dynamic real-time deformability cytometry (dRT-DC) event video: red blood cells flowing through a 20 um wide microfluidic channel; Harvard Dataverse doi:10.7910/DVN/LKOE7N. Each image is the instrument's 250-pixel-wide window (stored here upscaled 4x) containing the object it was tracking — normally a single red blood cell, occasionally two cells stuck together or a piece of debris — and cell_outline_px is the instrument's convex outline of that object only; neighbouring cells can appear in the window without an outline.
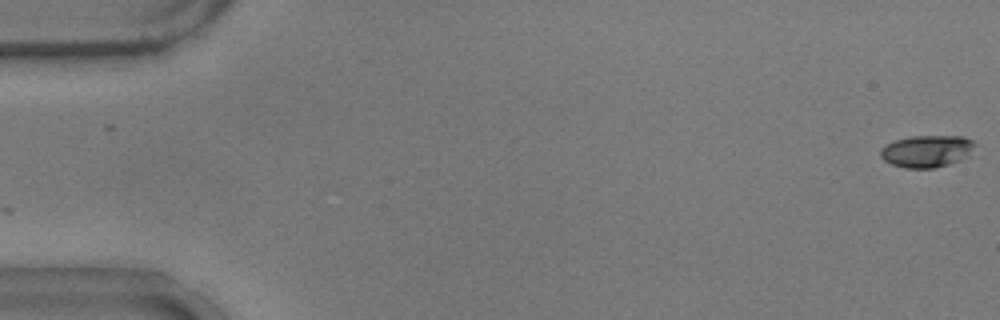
{"species": "common noctule bat (a hibernating species)", "species_latin": "Nyctalus noctula", "temperature_condition": "warm", "stored_images_in_passage": 55, "camera_frame_rate_fps": 3000, "um_per_image_px": 0.085, "animal": {"sex": "male", "body_mass_g": 17.9}, "frame": {"image": 1, "passage_image": 1, "time_ms": 0.0, "image_size_px": [1000, 320], "cell_outline_px": [[976, 144], [960, 160], [948, 164], [932, 168], [904, 168], [892, 164], [884, 160], [880, 156], [880, 148], [896, 140], [912, 136], [964, 136], [972, 140]], "centroid_in_image_um": [78.74, 12.84], "position_along_channel_um": 6.3, "area_um2": 17.34}}
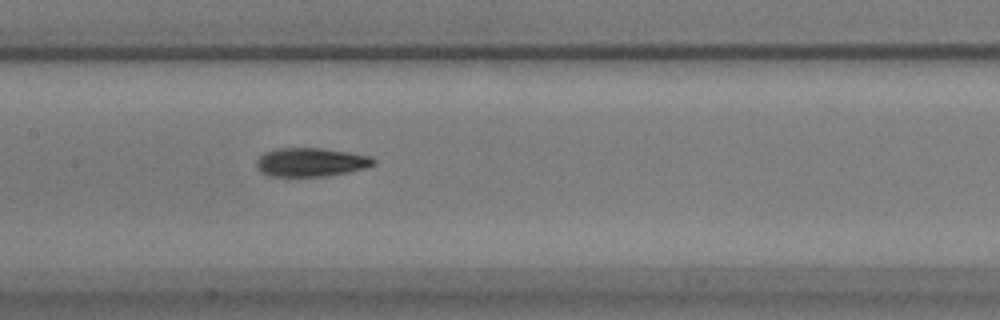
{"frame": {"image": 2, "passage_image": 27, "time_ms": 8.667, "image_size_px": [1000, 320], "cell_outline_px": [[376, 164], [364, 168], [348, 172], [328, 176], [268, 176], [260, 172], [256, 168], [256, 160], [264, 152], [276, 148], [324, 148], [372, 156], [376, 160]], "centroid_in_image_um": [26.41, 13.78], "position_along_channel_um": 181.0, "area_um2": 19.83}}
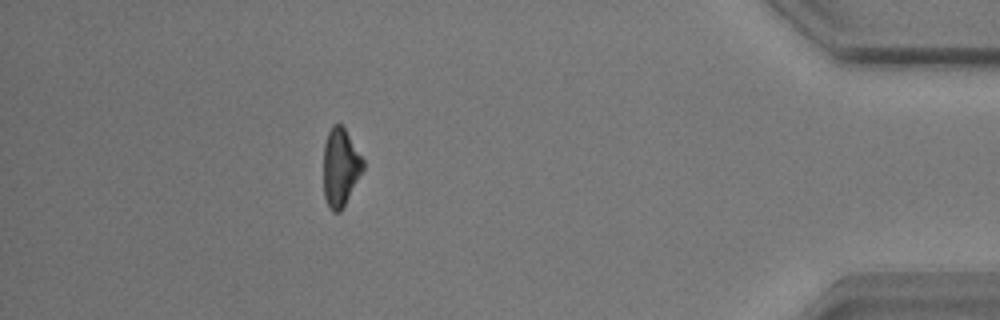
{"frame": {"image": 3, "passage_image": 49, "time_ms": 16.0, "image_size_px": [1000, 320], "cell_outline_px": [[364, 168], [344, 208], [340, 212], [332, 212], [324, 196], [324, 144], [328, 132], [332, 124], [340, 124], [344, 128], [364, 160]], "centroid_in_image_um": [28.94, 14.24], "position_along_channel_um": 406.3, "area_um2": 17.98}, "authors_computed_cell_mechanics": {"area_um2": 19.0162, "velocity_mm_per_s": 3.7413, "shape_relaxation_time_tau1_ms": 3.0818, "shape_relaxation_time_tau2_ms": 3.7215, "deformation_change_tau1": 0.1405, "deformation_change_tau2": 0.1237}}